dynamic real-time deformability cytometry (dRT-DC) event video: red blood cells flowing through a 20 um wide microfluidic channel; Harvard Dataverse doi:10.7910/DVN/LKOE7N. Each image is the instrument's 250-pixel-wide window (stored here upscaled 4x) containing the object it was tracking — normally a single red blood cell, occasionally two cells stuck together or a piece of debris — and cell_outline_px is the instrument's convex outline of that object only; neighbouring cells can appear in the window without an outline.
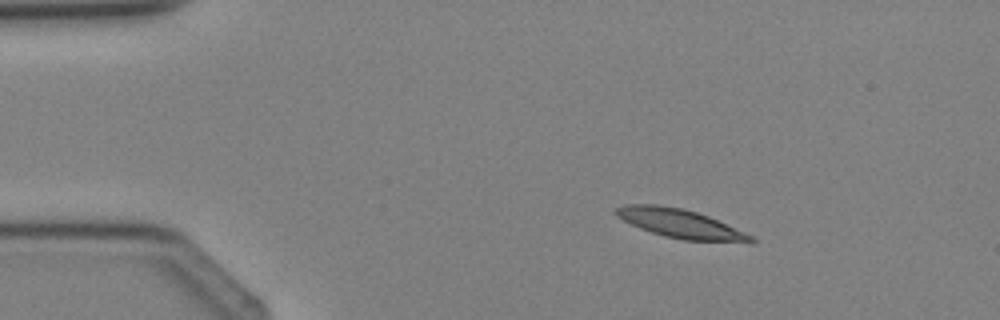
{"species": "Egyptian fruit bat (a non-hibernating species)", "species_latin": "Rousettus aegyptiacus", "temperature_condition": "cold", "stored_images_in_passage": 3, "camera_frame_rate_fps": 3000, "um_per_image_px": 0.085, "animal": {"sex": "female"}, "frame": {"image": 1, "passage_image": 2, "time_ms": 1.0, "image_size_px": [1000, 320], "cell_outline_px": [[756, 240], [752, 244], [684, 240], [664, 236], [640, 228], [616, 216], [612, 212], [616, 208], [624, 204], [656, 204], [684, 208], [708, 216], [744, 232], [752, 236]], "centroid_in_image_um": [57.86, 19.02], "position_along_channel_um": 27.1, "area_um2": 22.95}}